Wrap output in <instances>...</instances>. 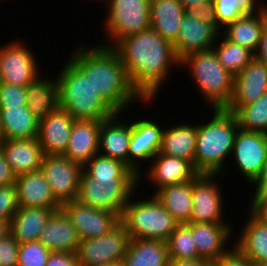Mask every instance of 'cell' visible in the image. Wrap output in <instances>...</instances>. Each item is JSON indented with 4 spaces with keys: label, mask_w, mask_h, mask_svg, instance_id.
<instances>
[{
    "label": "cell",
    "mask_w": 267,
    "mask_h": 266,
    "mask_svg": "<svg viewBox=\"0 0 267 266\" xmlns=\"http://www.w3.org/2000/svg\"><path fill=\"white\" fill-rule=\"evenodd\" d=\"M138 185L139 179H95L83 169L76 200L120 217L129 199L136 195Z\"/></svg>",
    "instance_id": "obj_7"
},
{
    "label": "cell",
    "mask_w": 267,
    "mask_h": 266,
    "mask_svg": "<svg viewBox=\"0 0 267 266\" xmlns=\"http://www.w3.org/2000/svg\"><path fill=\"white\" fill-rule=\"evenodd\" d=\"M18 209L15 184L0 186V219L10 223Z\"/></svg>",
    "instance_id": "obj_42"
},
{
    "label": "cell",
    "mask_w": 267,
    "mask_h": 266,
    "mask_svg": "<svg viewBox=\"0 0 267 266\" xmlns=\"http://www.w3.org/2000/svg\"><path fill=\"white\" fill-rule=\"evenodd\" d=\"M254 58L267 66V23L262 30L261 39L254 53Z\"/></svg>",
    "instance_id": "obj_48"
},
{
    "label": "cell",
    "mask_w": 267,
    "mask_h": 266,
    "mask_svg": "<svg viewBox=\"0 0 267 266\" xmlns=\"http://www.w3.org/2000/svg\"><path fill=\"white\" fill-rule=\"evenodd\" d=\"M108 266H126L125 263L123 261H119V262H116V263H112Z\"/></svg>",
    "instance_id": "obj_54"
},
{
    "label": "cell",
    "mask_w": 267,
    "mask_h": 266,
    "mask_svg": "<svg viewBox=\"0 0 267 266\" xmlns=\"http://www.w3.org/2000/svg\"><path fill=\"white\" fill-rule=\"evenodd\" d=\"M74 121L60 107L39 121L37 140L44 155H64Z\"/></svg>",
    "instance_id": "obj_18"
},
{
    "label": "cell",
    "mask_w": 267,
    "mask_h": 266,
    "mask_svg": "<svg viewBox=\"0 0 267 266\" xmlns=\"http://www.w3.org/2000/svg\"><path fill=\"white\" fill-rule=\"evenodd\" d=\"M10 223L7 220L0 219V239L9 233Z\"/></svg>",
    "instance_id": "obj_53"
},
{
    "label": "cell",
    "mask_w": 267,
    "mask_h": 266,
    "mask_svg": "<svg viewBox=\"0 0 267 266\" xmlns=\"http://www.w3.org/2000/svg\"><path fill=\"white\" fill-rule=\"evenodd\" d=\"M2 140H3V139H2V137H1V133H0V144L2 143Z\"/></svg>",
    "instance_id": "obj_56"
},
{
    "label": "cell",
    "mask_w": 267,
    "mask_h": 266,
    "mask_svg": "<svg viewBox=\"0 0 267 266\" xmlns=\"http://www.w3.org/2000/svg\"><path fill=\"white\" fill-rule=\"evenodd\" d=\"M55 210L18 207L10 220L9 233L19 243L39 241L41 232Z\"/></svg>",
    "instance_id": "obj_27"
},
{
    "label": "cell",
    "mask_w": 267,
    "mask_h": 266,
    "mask_svg": "<svg viewBox=\"0 0 267 266\" xmlns=\"http://www.w3.org/2000/svg\"><path fill=\"white\" fill-rule=\"evenodd\" d=\"M0 147L16 176L40 170L44 153L37 138L5 139Z\"/></svg>",
    "instance_id": "obj_24"
},
{
    "label": "cell",
    "mask_w": 267,
    "mask_h": 266,
    "mask_svg": "<svg viewBox=\"0 0 267 266\" xmlns=\"http://www.w3.org/2000/svg\"><path fill=\"white\" fill-rule=\"evenodd\" d=\"M221 31L210 12L186 11L173 43L177 59L181 61L190 54L212 49Z\"/></svg>",
    "instance_id": "obj_9"
},
{
    "label": "cell",
    "mask_w": 267,
    "mask_h": 266,
    "mask_svg": "<svg viewBox=\"0 0 267 266\" xmlns=\"http://www.w3.org/2000/svg\"><path fill=\"white\" fill-rule=\"evenodd\" d=\"M45 266H80L76 254L51 252Z\"/></svg>",
    "instance_id": "obj_45"
},
{
    "label": "cell",
    "mask_w": 267,
    "mask_h": 266,
    "mask_svg": "<svg viewBox=\"0 0 267 266\" xmlns=\"http://www.w3.org/2000/svg\"><path fill=\"white\" fill-rule=\"evenodd\" d=\"M211 116L206 124L197 125L194 168L199 174L223 175V165L232 154L239 124L235 114L225 109H213Z\"/></svg>",
    "instance_id": "obj_4"
},
{
    "label": "cell",
    "mask_w": 267,
    "mask_h": 266,
    "mask_svg": "<svg viewBox=\"0 0 267 266\" xmlns=\"http://www.w3.org/2000/svg\"><path fill=\"white\" fill-rule=\"evenodd\" d=\"M256 1L214 0L209 12L217 26L222 29L243 15L258 13L265 4L263 1L260 4Z\"/></svg>",
    "instance_id": "obj_35"
},
{
    "label": "cell",
    "mask_w": 267,
    "mask_h": 266,
    "mask_svg": "<svg viewBox=\"0 0 267 266\" xmlns=\"http://www.w3.org/2000/svg\"><path fill=\"white\" fill-rule=\"evenodd\" d=\"M214 0H179L186 11L209 12Z\"/></svg>",
    "instance_id": "obj_47"
},
{
    "label": "cell",
    "mask_w": 267,
    "mask_h": 266,
    "mask_svg": "<svg viewBox=\"0 0 267 266\" xmlns=\"http://www.w3.org/2000/svg\"><path fill=\"white\" fill-rule=\"evenodd\" d=\"M33 54L20 41L0 46V82L26 87L35 81L40 67Z\"/></svg>",
    "instance_id": "obj_12"
},
{
    "label": "cell",
    "mask_w": 267,
    "mask_h": 266,
    "mask_svg": "<svg viewBox=\"0 0 267 266\" xmlns=\"http://www.w3.org/2000/svg\"><path fill=\"white\" fill-rule=\"evenodd\" d=\"M15 186L18 207L61 208L41 170L16 176Z\"/></svg>",
    "instance_id": "obj_22"
},
{
    "label": "cell",
    "mask_w": 267,
    "mask_h": 266,
    "mask_svg": "<svg viewBox=\"0 0 267 266\" xmlns=\"http://www.w3.org/2000/svg\"><path fill=\"white\" fill-rule=\"evenodd\" d=\"M83 169L95 179H139V176L122 161L99 153L93 156Z\"/></svg>",
    "instance_id": "obj_37"
},
{
    "label": "cell",
    "mask_w": 267,
    "mask_h": 266,
    "mask_svg": "<svg viewBox=\"0 0 267 266\" xmlns=\"http://www.w3.org/2000/svg\"><path fill=\"white\" fill-rule=\"evenodd\" d=\"M61 209L77 230L80 240L101 237L120 222L116 213L92 208L77 200L61 205Z\"/></svg>",
    "instance_id": "obj_15"
},
{
    "label": "cell",
    "mask_w": 267,
    "mask_h": 266,
    "mask_svg": "<svg viewBox=\"0 0 267 266\" xmlns=\"http://www.w3.org/2000/svg\"><path fill=\"white\" fill-rule=\"evenodd\" d=\"M101 122L75 120L64 156L84 166L99 152Z\"/></svg>",
    "instance_id": "obj_21"
},
{
    "label": "cell",
    "mask_w": 267,
    "mask_h": 266,
    "mask_svg": "<svg viewBox=\"0 0 267 266\" xmlns=\"http://www.w3.org/2000/svg\"><path fill=\"white\" fill-rule=\"evenodd\" d=\"M152 119H141L131 123V138L128 150V167L139 176L142 171L139 160H151L159 153L164 128Z\"/></svg>",
    "instance_id": "obj_16"
},
{
    "label": "cell",
    "mask_w": 267,
    "mask_h": 266,
    "mask_svg": "<svg viewBox=\"0 0 267 266\" xmlns=\"http://www.w3.org/2000/svg\"><path fill=\"white\" fill-rule=\"evenodd\" d=\"M19 243L8 233L0 239V266H17Z\"/></svg>",
    "instance_id": "obj_43"
},
{
    "label": "cell",
    "mask_w": 267,
    "mask_h": 266,
    "mask_svg": "<svg viewBox=\"0 0 267 266\" xmlns=\"http://www.w3.org/2000/svg\"><path fill=\"white\" fill-rule=\"evenodd\" d=\"M255 189L251 204H267V186Z\"/></svg>",
    "instance_id": "obj_52"
},
{
    "label": "cell",
    "mask_w": 267,
    "mask_h": 266,
    "mask_svg": "<svg viewBox=\"0 0 267 266\" xmlns=\"http://www.w3.org/2000/svg\"><path fill=\"white\" fill-rule=\"evenodd\" d=\"M39 241L42 242L50 252L76 254L80 244V237L66 213L60 208L51 214L41 232Z\"/></svg>",
    "instance_id": "obj_23"
},
{
    "label": "cell",
    "mask_w": 267,
    "mask_h": 266,
    "mask_svg": "<svg viewBox=\"0 0 267 266\" xmlns=\"http://www.w3.org/2000/svg\"><path fill=\"white\" fill-rule=\"evenodd\" d=\"M235 116L240 129L267 134V92L254 103L242 106Z\"/></svg>",
    "instance_id": "obj_38"
},
{
    "label": "cell",
    "mask_w": 267,
    "mask_h": 266,
    "mask_svg": "<svg viewBox=\"0 0 267 266\" xmlns=\"http://www.w3.org/2000/svg\"><path fill=\"white\" fill-rule=\"evenodd\" d=\"M39 120L28 106L0 107V133L5 139L37 138Z\"/></svg>",
    "instance_id": "obj_30"
},
{
    "label": "cell",
    "mask_w": 267,
    "mask_h": 266,
    "mask_svg": "<svg viewBox=\"0 0 267 266\" xmlns=\"http://www.w3.org/2000/svg\"><path fill=\"white\" fill-rule=\"evenodd\" d=\"M106 1L108 15L105 33L110 41L101 43L103 46L113 47L122 38L150 28V0Z\"/></svg>",
    "instance_id": "obj_8"
},
{
    "label": "cell",
    "mask_w": 267,
    "mask_h": 266,
    "mask_svg": "<svg viewBox=\"0 0 267 266\" xmlns=\"http://www.w3.org/2000/svg\"><path fill=\"white\" fill-rule=\"evenodd\" d=\"M40 170L60 205L76 200L83 170L80 163L64 155H44Z\"/></svg>",
    "instance_id": "obj_11"
},
{
    "label": "cell",
    "mask_w": 267,
    "mask_h": 266,
    "mask_svg": "<svg viewBox=\"0 0 267 266\" xmlns=\"http://www.w3.org/2000/svg\"><path fill=\"white\" fill-rule=\"evenodd\" d=\"M16 175L6 161L5 154L0 147V186L15 184Z\"/></svg>",
    "instance_id": "obj_46"
},
{
    "label": "cell",
    "mask_w": 267,
    "mask_h": 266,
    "mask_svg": "<svg viewBox=\"0 0 267 266\" xmlns=\"http://www.w3.org/2000/svg\"><path fill=\"white\" fill-rule=\"evenodd\" d=\"M232 154L241 175L252 184L260 174L267 157V134L239 128Z\"/></svg>",
    "instance_id": "obj_14"
},
{
    "label": "cell",
    "mask_w": 267,
    "mask_h": 266,
    "mask_svg": "<svg viewBox=\"0 0 267 266\" xmlns=\"http://www.w3.org/2000/svg\"><path fill=\"white\" fill-rule=\"evenodd\" d=\"M220 174H199L192 180V214L190 222L225 223L222 217V188L215 182ZM219 186V187H218ZM221 188V189H220Z\"/></svg>",
    "instance_id": "obj_13"
},
{
    "label": "cell",
    "mask_w": 267,
    "mask_h": 266,
    "mask_svg": "<svg viewBox=\"0 0 267 266\" xmlns=\"http://www.w3.org/2000/svg\"><path fill=\"white\" fill-rule=\"evenodd\" d=\"M131 238L119 222L101 237L80 240L76 251L80 266H108L123 261Z\"/></svg>",
    "instance_id": "obj_10"
},
{
    "label": "cell",
    "mask_w": 267,
    "mask_h": 266,
    "mask_svg": "<svg viewBox=\"0 0 267 266\" xmlns=\"http://www.w3.org/2000/svg\"><path fill=\"white\" fill-rule=\"evenodd\" d=\"M234 246L253 264L267 262V223L251 210Z\"/></svg>",
    "instance_id": "obj_26"
},
{
    "label": "cell",
    "mask_w": 267,
    "mask_h": 266,
    "mask_svg": "<svg viewBox=\"0 0 267 266\" xmlns=\"http://www.w3.org/2000/svg\"><path fill=\"white\" fill-rule=\"evenodd\" d=\"M169 266H214V262L202 258L169 259Z\"/></svg>",
    "instance_id": "obj_49"
},
{
    "label": "cell",
    "mask_w": 267,
    "mask_h": 266,
    "mask_svg": "<svg viewBox=\"0 0 267 266\" xmlns=\"http://www.w3.org/2000/svg\"><path fill=\"white\" fill-rule=\"evenodd\" d=\"M120 113L101 122L99 154L122 161L128 166L131 123L120 121ZM119 118V120H118Z\"/></svg>",
    "instance_id": "obj_25"
},
{
    "label": "cell",
    "mask_w": 267,
    "mask_h": 266,
    "mask_svg": "<svg viewBox=\"0 0 267 266\" xmlns=\"http://www.w3.org/2000/svg\"><path fill=\"white\" fill-rule=\"evenodd\" d=\"M249 207L260 220L267 223V204H251Z\"/></svg>",
    "instance_id": "obj_51"
},
{
    "label": "cell",
    "mask_w": 267,
    "mask_h": 266,
    "mask_svg": "<svg viewBox=\"0 0 267 266\" xmlns=\"http://www.w3.org/2000/svg\"><path fill=\"white\" fill-rule=\"evenodd\" d=\"M112 48L119 55L132 87L144 100L157 97L159 87L170 77L171 67L180 66L173 44L151 28L122 38Z\"/></svg>",
    "instance_id": "obj_1"
},
{
    "label": "cell",
    "mask_w": 267,
    "mask_h": 266,
    "mask_svg": "<svg viewBox=\"0 0 267 266\" xmlns=\"http://www.w3.org/2000/svg\"><path fill=\"white\" fill-rule=\"evenodd\" d=\"M267 23V8L264 6L258 13L246 14L222 30L221 35L231 42L248 49L253 54L258 48L264 26Z\"/></svg>",
    "instance_id": "obj_28"
},
{
    "label": "cell",
    "mask_w": 267,
    "mask_h": 266,
    "mask_svg": "<svg viewBox=\"0 0 267 266\" xmlns=\"http://www.w3.org/2000/svg\"><path fill=\"white\" fill-rule=\"evenodd\" d=\"M254 266H267V262L260 263V264H254Z\"/></svg>",
    "instance_id": "obj_55"
},
{
    "label": "cell",
    "mask_w": 267,
    "mask_h": 266,
    "mask_svg": "<svg viewBox=\"0 0 267 266\" xmlns=\"http://www.w3.org/2000/svg\"><path fill=\"white\" fill-rule=\"evenodd\" d=\"M180 66L188 67L198 92L212 109H225L229 105L234 76L220 64L212 49L188 55L180 61Z\"/></svg>",
    "instance_id": "obj_5"
},
{
    "label": "cell",
    "mask_w": 267,
    "mask_h": 266,
    "mask_svg": "<svg viewBox=\"0 0 267 266\" xmlns=\"http://www.w3.org/2000/svg\"><path fill=\"white\" fill-rule=\"evenodd\" d=\"M123 262L126 266H169L167 243L153 239H131Z\"/></svg>",
    "instance_id": "obj_33"
},
{
    "label": "cell",
    "mask_w": 267,
    "mask_h": 266,
    "mask_svg": "<svg viewBox=\"0 0 267 266\" xmlns=\"http://www.w3.org/2000/svg\"><path fill=\"white\" fill-rule=\"evenodd\" d=\"M218 42L217 45L216 41L212 50L216 54L220 64L234 77L254 58V54L251 51L237 43L231 42L223 35L219 37Z\"/></svg>",
    "instance_id": "obj_36"
},
{
    "label": "cell",
    "mask_w": 267,
    "mask_h": 266,
    "mask_svg": "<svg viewBox=\"0 0 267 266\" xmlns=\"http://www.w3.org/2000/svg\"><path fill=\"white\" fill-rule=\"evenodd\" d=\"M185 12L179 0H150V28L173 44Z\"/></svg>",
    "instance_id": "obj_29"
},
{
    "label": "cell",
    "mask_w": 267,
    "mask_h": 266,
    "mask_svg": "<svg viewBox=\"0 0 267 266\" xmlns=\"http://www.w3.org/2000/svg\"><path fill=\"white\" fill-rule=\"evenodd\" d=\"M154 196L179 224L190 222L193 209L192 180L163 187Z\"/></svg>",
    "instance_id": "obj_34"
},
{
    "label": "cell",
    "mask_w": 267,
    "mask_h": 266,
    "mask_svg": "<svg viewBox=\"0 0 267 266\" xmlns=\"http://www.w3.org/2000/svg\"><path fill=\"white\" fill-rule=\"evenodd\" d=\"M120 222L131 239L165 242L179 225L154 195L139 201L129 199L120 216Z\"/></svg>",
    "instance_id": "obj_6"
},
{
    "label": "cell",
    "mask_w": 267,
    "mask_h": 266,
    "mask_svg": "<svg viewBox=\"0 0 267 266\" xmlns=\"http://www.w3.org/2000/svg\"><path fill=\"white\" fill-rule=\"evenodd\" d=\"M178 125L169 129L164 128L159 153L186 159L194 166L197 125Z\"/></svg>",
    "instance_id": "obj_31"
},
{
    "label": "cell",
    "mask_w": 267,
    "mask_h": 266,
    "mask_svg": "<svg viewBox=\"0 0 267 266\" xmlns=\"http://www.w3.org/2000/svg\"><path fill=\"white\" fill-rule=\"evenodd\" d=\"M186 225L194 237L199 258L215 262L231 250L225 246L233 234L228 221L220 224L189 222Z\"/></svg>",
    "instance_id": "obj_19"
},
{
    "label": "cell",
    "mask_w": 267,
    "mask_h": 266,
    "mask_svg": "<svg viewBox=\"0 0 267 266\" xmlns=\"http://www.w3.org/2000/svg\"><path fill=\"white\" fill-rule=\"evenodd\" d=\"M78 48L70 58L86 73L96 91L116 113L122 114L137 101L151 102L144 100L132 87L126 69L112 47L93 45L90 48L81 44Z\"/></svg>",
    "instance_id": "obj_2"
},
{
    "label": "cell",
    "mask_w": 267,
    "mask_h": 266,
    "mask_svg": "<svg viewBox=\"0 0 267 266\" xmlns=\"http://www.w3.org/2000/svg\"><path fill=\"white\" fill-rule=\"evenodd\" d=\"M152 160L146 175L149 181L153 182L154 187H157L153 195L163 187L188 182L199 175L193 164L186 159L158 153Z\"/></svg>",
    "instance_id": "obj_20"
},
{
    "label": "cell",
    "mask_w": 267,
    "mask_h": 266,
    "mask_svg": "<svg viewBox=\"0 0 267 266\" xmlns=\"http://www.w3.org/2000/svg\"><path fill=\"white\" fill-rule=\"evenodd\" d=\"M251 185H255V188H264L265 186H267V157L263 163L260 174Z\"/></svg>",
    "instance_id": "obj_50"
},
{
    "label": "cell",
    "mask_w": 267,
    "mask_h": 266,
    "mask_svg": "<svg viewBox=\"0 0 267 266\" xmlns=\"http://www.w3.org/2000/svg\"><path fill=\"white\" fill-rule=\"evenodd\" d=\"M166 243L169 259L199 258L194 237L186 224H179Z\"/></svg>",
    "instance_id": "obj_39"
},
{
    "label": "cell",
    "mask_w": 267,
    "mask_h": 266,
    "mask_svg": "<svg viewBox=\"0 0 267 266\" xmlns=\"http://www.w3.org/2000/svg\"><path fill=\"white\" fill-rule=\"evenodd\" d=\"M27 106L40 121L59 108V89L55 79L38 77L26 86Z\"/></svg>",
    "instance_id": "obj_32"
},
{
    "label": "cell",
    "mask_w": 267,
    "mask_h": 266,
    "mask_svg": "<svg viewBox=\"0 0 267 266\" xmlns=\"http://www.w3.org/2000/svg\"><path fill=\"white\" fill-rule=\"evenodd\" d=\"M267 92V66L253 58L234 77L233 94L225 110L235 114L242 106L254 103Z\"/></svg>",
    "instance_id": "obj_17"
},
{
    "label": "cell",
    "mask_w": 267,
    "mask_h": 266,
    "mask_svg": "<svg viewBox=\"0 0 267 266\" xmlns=\"http://www.w3.org/2000/svg\"><path fill=\"white\" fill-rule=\"evenodd\" d=\"M214 266H254L235 246L220 259L214 262Z\"/></svg>",
    "instance_id": "obj_44"
},
{
    "label": "cell",
    "mask_w": 267,
    "mask_h": 266,
    "mask_svg": "<svg viewBox=\"0 0 267 266\" xmlns=\"http://www.w3.org/2000/svg\"><path fill=\"white\" fill-rule=\"evenodd\" d=\"M27 106L26 87L0 82V107Z\"/></svg>",
    "instance_id": "obj_41"
},
{
    "label": "cell",
    "mask_w": 267,
    "mask_h": 266,
    "mask_svg": "<svg viewBox=\"0 0 267 266\" xmlns=\"http://www.w3.org/2000/svg\"><path fill=\"white\" fill-rule=\"evenodd\" d=\"M68 59L56 77L59 107L75 120L105 121L116 115L86 73L70 57Z\"/></svg>",
    "instance_id": "obj_3"
},
{
    "label": "cell",
    "mask_w": 267,
    "mask_h": 266,
    "mask_svg": "<svg viewBox=\"0 0 267 266\" xmlns=\"http://www.w3.org/2000/svg\"><path fill=\"white\" fill-rule=\"evenodd\" d=\"M50 254L40 241L19 244L17 266H45Z\"/></svg>",
    "instance_id": "obj_40"
}]
</instances>
